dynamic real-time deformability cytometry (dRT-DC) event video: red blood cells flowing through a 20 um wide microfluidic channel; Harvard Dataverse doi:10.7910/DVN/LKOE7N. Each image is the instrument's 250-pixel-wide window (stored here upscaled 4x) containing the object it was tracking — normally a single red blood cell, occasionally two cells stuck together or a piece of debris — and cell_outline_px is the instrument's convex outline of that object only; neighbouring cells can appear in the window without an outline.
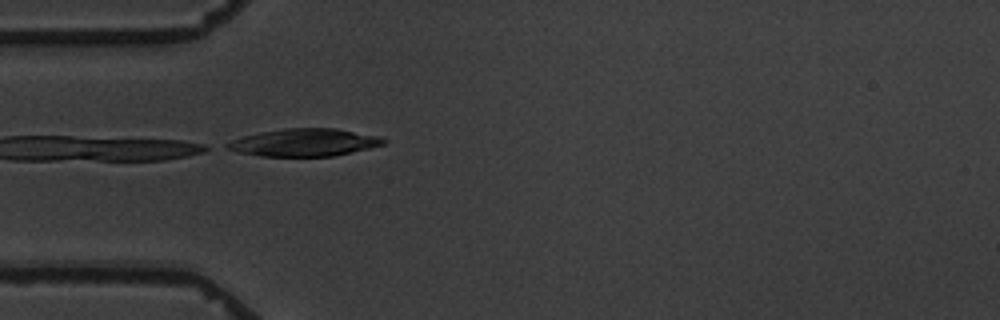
{"species": "common noctule bat (a hibernating species)", "species_latin": "Nyctalus noctula", "temperature_condition": "warm", "stored_images_in_passage": 4, "camera_frame_rate_fps": 3000, "um_per_image_px": 0.085, "animal": {"sex": "male", "body_mass_g": 19.5, "forearm_length_mm": 54.6}, "frame": {"image": 1, "passage_image": 4, "time_ms": 3.333, "image_size_px": [1000, 320], "cell_outline_px": [[388, 140], [384, 144], [368, 148], [332, 156], [260, 156], [236, 152], [224, 148], [224, 144], [232, 140], [244, 136], [260, 132], [284, 128], [336, 128], [380, 136]], "centroid_in_image_um": [25.84, 12.1], "position_along_channel_um": 59.2, "area_um2": 25.14}}